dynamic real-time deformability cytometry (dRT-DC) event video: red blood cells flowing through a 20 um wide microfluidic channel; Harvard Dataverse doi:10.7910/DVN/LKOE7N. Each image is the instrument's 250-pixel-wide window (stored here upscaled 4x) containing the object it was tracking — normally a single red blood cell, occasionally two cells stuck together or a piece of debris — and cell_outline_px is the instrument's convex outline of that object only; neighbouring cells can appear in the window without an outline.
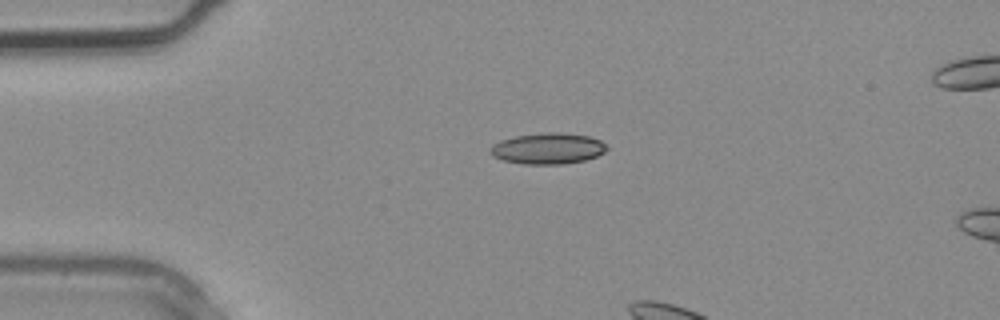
{"species": "common noctule bat (a hibernating species)", "species_latin": "Nyctalus noctula", "temperature_condition": "warm", "stored_images_in_passage": 4, "camera_frame_rate_fps": 3000, "um_per_image_px": 0.085, "animal": {"sex": "male", "body_mass_g": 20.4}, "frame": {"image": 1, "passage_image": 2, "time_ms": 0.333, "image_size_px": [1000, 320], "cell_outline_px": [[608, 148], [604, 152], [596, 156], [584, 160], [564, 164], [524, 164], [504, 160], [492, 156], [488, 152], [488, 148], [492, 144], [500, 140], [516, 136], [540, 132], [560, 132], [588, 136], [600, 140]], "centroid_in_image_um": [46.52, 12.61], "position_along_channel_um": 38.5, "area_um2": 21.21}}